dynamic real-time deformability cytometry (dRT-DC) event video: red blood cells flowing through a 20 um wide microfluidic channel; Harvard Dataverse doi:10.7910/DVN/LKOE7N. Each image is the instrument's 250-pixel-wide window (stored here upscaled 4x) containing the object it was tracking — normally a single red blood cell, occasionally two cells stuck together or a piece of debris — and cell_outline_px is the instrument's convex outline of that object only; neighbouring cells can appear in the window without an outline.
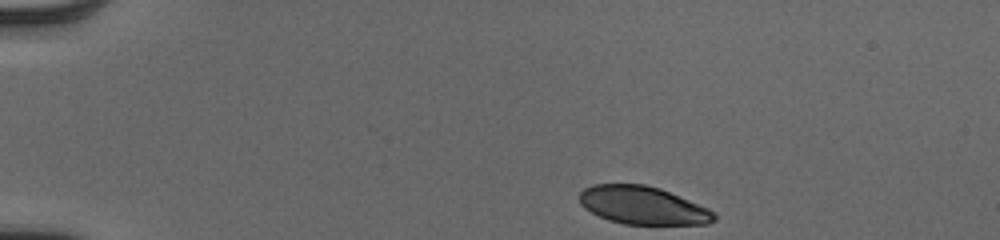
{"species": "human", "species_latin": "Homo sapiens", "temperature_condition": "cold", "stored_images_in_passage": 43, "camera_frame_rate_fps": 3000, "um_per_image_px": 0.085, "donor": {"sex": "male"}, "frame": {"image": 1, "passage_image": 1, "time_ms": 0.0, "image_size_px": [1000, 240], "cell_outline_px": [[716, 220], [708, 224], [624, 224], [608, 220], [584, 208], [580, 204], [580, 192], [584, 188], [592, 184], [644, 184], [660, 188], [708, 208], [716, 216]], "centroid_in_image_um": [54.62, 17.45], "position_along_channel_um": 30.4, "area_um2": 29.71}}
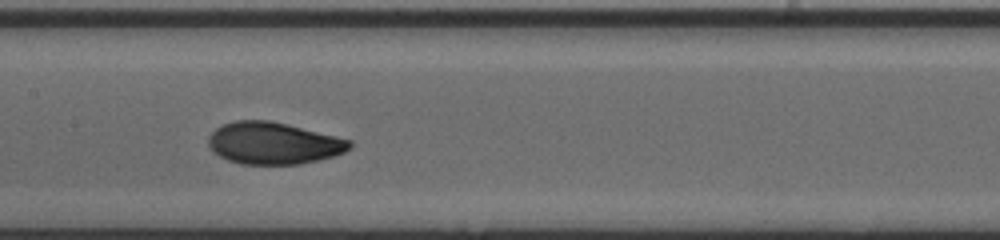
{"frame": {"image": 2, "passage_image": 19, "time_ms": 6.0, "image_size_px": [1000, 240], "cell_outline_px": [[352, 148], [344, 152], [332, 156], [300, 164], [240, 164], [228, 160], [212, 152], [208, 144], [208, 136], [216, 128], [224, 124], [236, 120], [268, 120], [336, 136], [352, 140]], "centroid_in_image_um": [23.22, 12.18], "position_along_channel_um": 184.2, "area_um2": 34.39}}
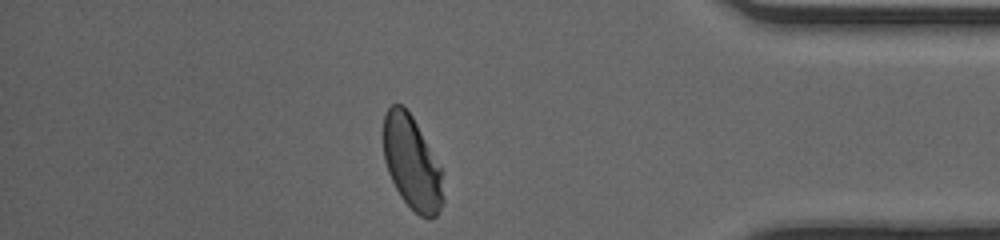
{"frame": {"image": 3, "passage_image": 37, "time_ms": 12.0, "image_size_px": [1000, 240], "cell_outline_px": [[444, 204], [436, 216], [432, 220], [428, 220], [420, 216], [400, 196], [388, 172], [384, 160], [384, 116], [388, 108], [392, 104], [400, 104], [412, 116], [440, 168], [444, 200]], "centroid_in_image_um": [35.01, 13.9], "position_along_channel_um": 400.2, "area_um2": 32.02}, "authors_computed_cell_mechanics": {"area_um2": 33.5818, "velocity_mm_per_s": 4.0266, "shape_relaxation_time_tau1_ms": 3.4687, "shape_relaxation_time_tau2_ms": 0.8007, "deformation_change_tau1": 0.1376, "deformation_change_tau2": 0.0417}}